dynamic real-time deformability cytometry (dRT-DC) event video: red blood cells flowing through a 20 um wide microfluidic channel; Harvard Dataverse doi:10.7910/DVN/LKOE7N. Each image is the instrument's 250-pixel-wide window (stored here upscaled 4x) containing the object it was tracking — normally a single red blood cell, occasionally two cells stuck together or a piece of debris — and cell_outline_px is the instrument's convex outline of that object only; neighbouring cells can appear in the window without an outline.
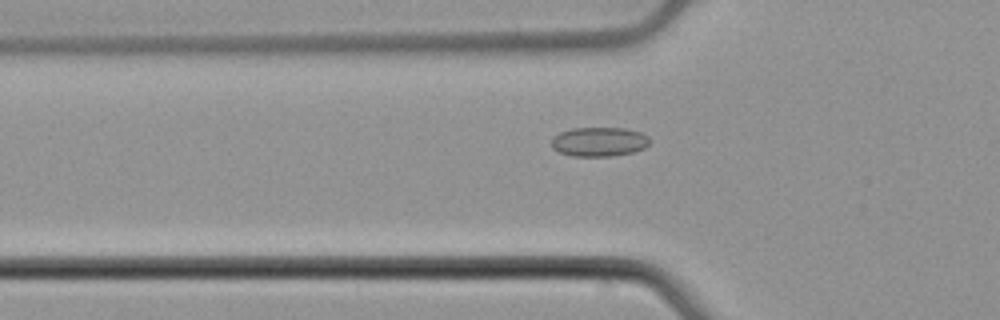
{"species": "common noctule bat (a hibernating species)", "species_latin": "Nyctalus noctula", "temperature_condition": "cold", "stored_images_in_passage": 44, "camera_frame_rate_fps": 3000, "um_per_image_px": 0.085, "animal": {"sex": "male", "body_mass_g": 21.5, "forearm_length_mm": 52.0}, "frame": {"image": 1, "passage_image": 9, "time_ms": 2.667, "image_size_px": [1000, 320], "cell_outline_px": [[648, 144], [644, 148], [632, 152], [612, 156], [572, 156], [560, 152], [552, 148], [552, 136], [560, 132], [572, 128], [624, 128], [640, 132], [648, 136]], "centroid_in_image_um": [50.89, 12.04], "position_along_channel_um": 74.9, "area_um2": 16.7}}
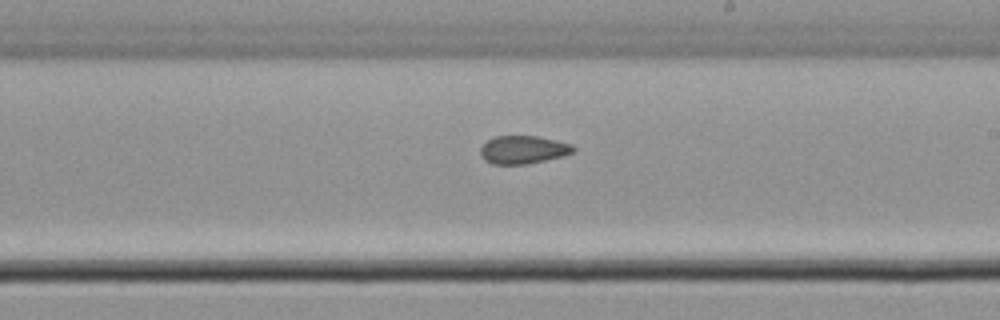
{"frame": {"image": 2, "passage_image": 22, "time_ms": 7.0, "image_size_px": [1000, 320], "cell_outline_px": [[576, 152], [528, 164], [492, 164], [484, 160], [480, 156], [480, 148], [488, 140], [496, 136], [536, 136], [556, 140], [572, 144], [576, 148]], "centroid_in_image_um": [44.47, 12.73], "position_along_channel_um": 244.5, "area_um2": 15.2}}
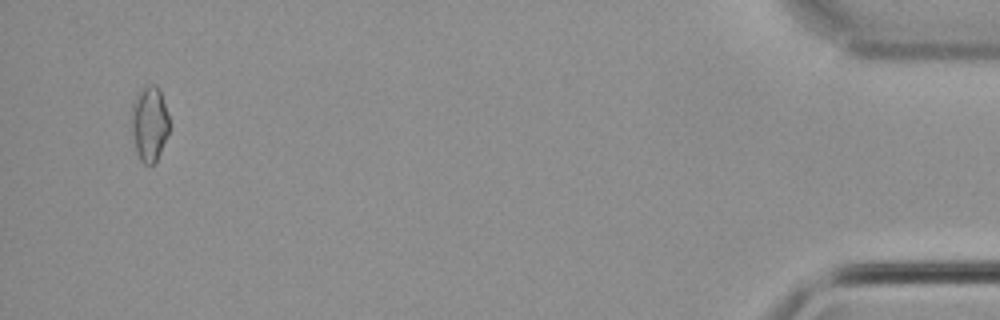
{"frame": {"image": 3, "passage_image": 42, "time_ms": 13.667, "image_size_px": [1000, 320], "cell_outline_px": [[168, 132], [160, 152], [156, 160], [152, 164], [144, 164], [140, 160], [136, 148], [132, 132], [132, 104], [140, 88], [148, 84], [156, 84], [160, 88], [168, 116]], "centroid_in_image_um": [12.7, 10.45], "position_along_channel_um": 422.5, "area_um2": 16.3}, "authors_computed_cell_mechanics": {"area_um2": 15.7794, "velocity_mm_per_s": 3.9142, "shape_relaxation_time_tau1_ms": null, "shape_relaxation_time_tau2_ms": 3.7704, "deformation_change_tau1": null, "deformation_change_tau2": 0.0993}}